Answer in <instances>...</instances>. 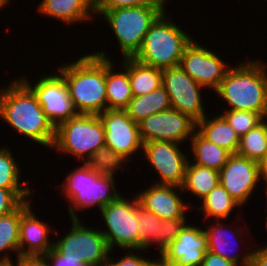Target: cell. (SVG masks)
I'll list each match as a JSON object with an SVG mask.
<instances>
[{
  "instance_id": "37",
  "label": "cell",
  "mask_w": 267,
  "mask_h": 266,
  "mask_svg": "<svg viewBox=\"0 0 267 266\" xmlns=\"http://www.w3.org/2000/svg\"><path fill=\"white\" fill-rule=\"evenodd\" d=\"M169 0H102L93 10L94 15L100 16L104 11L125 7H138L146 5H166Z\"/></svg>"
},
{
  "instance_id": "22",
  "label": "cell",
  "mask_w": 267,
  "mask_h": 266,
  "mask_svg": "<svg viewBox=\"0 0 267 266\" xmlns=\"http://www.w3.org/2000/svg\"><path fill=\"white\" fill-rule=\"evenodd\" d=\"M93 54L105 58L106 57V98L107 109L124 110L130 100L133 98L131 91L128 70L123 65L116 66L113 59L108 57L104 50H98ZM120 70L117 71L116 67Z\"/></svg>"
},
{
  "instance_id": "31",
  "label": "cell",
  "mask_w": 267,
  "mask_h": 266,
  "mask_svg": "<svg viewBox=\"0 0 267 266\" xmlns=\"http://www.w3.org/2000/svg\"><path fill=\"white\" fill-rule=\"evenodd\" d=\"M237 154L262 164L267 158V118L240 137Z\"/></svg>"
},
{
  "instance_id": "18",
  "label": "cell",
  "mask_w": 267,
  "mask_h": 266,
  "mask_svg": "<svg viewBox=\"0 0 267 266\" xmlns=\"http://www.w3.org/2000/svg\"><path fill=\"white\" fill-rule=\"evenodd\" d=\"M150 184L145 188L146 190L137 192L136 197L140 206L151 211L161 220L188 218L187 211L190 209L193 210L197 206H193L190 200L186 204L182 198L183 191L181 187L155 183Z\"/></svg>"
},
{
  "instance_id": "1",
  "label": "cell",
  "mask_w": 267,
  "mask_h": 266,
  "mask_svg": "<svg viewBox=\"0 0 267 266\" xmlns=\"http://www.w3.org/2000/svg\"><path fill=\"white\" fill-rule=\"evenodd\" d=\"M13 78L8 86H0V119L12 132L51 149L55 128L50 123L32 90L20 79Z\"/></svg>"
},
{
  "instance_id": "36",
  "label": "cell",
  "mask_w": 267,
  "mask_h": 266,
  "mask_svg": "<svg viewBox=\"0 0 267 266\" xmlns=\"http://www.w3.org/2000/svg\"><path fill=\"white\" fill-rule=\"evenodd\" d=\"M126 251H127L126 254L124 252L122 257L115 260L113 256L111 257V253H112V250H111L107 258V261L103 263L101 266H158V258H156L155 260L154 259L150 260V257L144 258L143 253L145 252L147 253L148 252L147 250L129 249ZM141 252H142V255H141Z\"/></svg>"
},
{
  "instance_id": "40",
  "label": "cell",
  "mask_w": 267,
  "mask_h": 266,
  "mask_svg": "<svg viewBox=\"0 0 267 266\" xmlns=\"http://www.w3.org/2000/svg\"><path fill=\"white\" fill-rule=\"evenodd\" d=\"M253 248L249 266H267V242L264 246Z\"/></svg>"
},
{
  "instance_id": "5",
  "label": "cell",
  "mask_w": 267,
  "mask_h": 266,
  "mask_svg": "<svg viewBox=\"0 0 267 266\" xmlns=\"http://www.w3.org/2000/svg\"><path fill=\"white\" fill-rule=\"evenodd\" d=\"M166 11L151 25L140 49L132 57L141 64L160 69L177 67L185 48L194 39L176 25Z\"/></svg>"
},
{
  "instance_id": "4",
  "label": "cell",
  "mask_w": 267,
  "mask_h": 266,
  "mask_svg": "<svg viewBox=\"0 0 267 266\" xmlns=\"http://www.w3.org/2000/svg\"><path fill=\"white\" fill-rule=\"evenodd\" d=\"M115 179L116 176L113 175L99 174L86 163L77 165L73 171L68 172L65 181L56 186L61 189L58 191L69 203L66 209L69 219L80 218L78 211L85 213L86 210L95 207L100 210L114 201L121 194Z\"/></svg>"
},
{
  "instance_id": "44",
  "label": "cell",
  "mask_w": 267,
  "mask_h": 266,
  "mask_svg": "<svg viewBox=\"0 0 267 266\" xmlns=\"http://www.w3.org/2000/svg\"><path fill=\"white\" fill-rule=\"evenodd\" d=\"M11 0H0V11L1 9H5V7L9 4L10 5Z\"/></svg>"
},
{
  "instance_id": "28",
  "label": "cell",
  "mask_w": 267,
  "mask_h": 266,
  "mask_svg": "<svg viewBox=\"0 0 267 266\" xmlns=\"http://www.w3.org/2000/svg\"><path fill=\"white\" fill-rule=\"evenodd\" d=\"M171 108L169 95L161 85L148 94L133 97L124 110L138 124L155 113H160Z\"/></svg>"
},
{
  "instance_id": "15",
  "label": "cell",
  "mask_w": 267,
  "mask_h": 266,
  "mask_svg": "<svg viewBox=\"0 0 267 266\" xmlns=\"http://www.w3.org/2000/svg\"><path fill=\"white\" fill-rule=\"evenodd\" d=\"M261 181V164L238 154H232L219 171V183L243 207L259 188L258 184H263Z\"/></svg>"
},
{
  "instance_id": "43",
  "label": "cell",
  "mask_w": 267,
  "mask_h": 266,
  "mask_svg": "<svg viewBox=\"0 0 267 266\" xmlns=\"http://www.w3.org/2000/svg\"><path fill=\"white\" fill-rule=\"evenodd\" d=\"M87 5L94 10L100 3L102 0H84Z\"/></svg>"
},
{
  "instance_id": "26",
  "label": "cell",
  "mask_w": 267,
  "mask_h": 266,
  "mask_svg": "<svg viewBox=\"0 0 267 266\" xmlns=\"http://www.w3.org/2000/svg\"><path fill=\"white\" fill-rule=\"evenodd\" d=\"M200 203L199 206L193 208V211L196 209L203 214L202 222H209V218L213 222L219 220L225 222L227 218L229 220L230 214H233L236 207L241 208V205L230 196L220 183Z\"/></svg>"
},
{
  "instance_id": "27",
  "label": "cell",
  "mask_w": 267,
  "mask_h": 266,
  "mask_svg": "<svg viewBox=\"0 0 267 266\" xmlns=\"http://www.w3.org/2000/svg\"><path fill=\"white\" fill-rule=\"evenodd\" d=\"M189 143L192 152L190 153L192 159L189 158V160L196 165L220 171L232 155L229 151L205 139L197 130L194 131Z\"/></svg>"
},
{
  "instance_id": "46",
  "label": "cell",
  "mask_w": 267,
  "mask_h": 266,
  "mask_svg": "<svg viewBox=\"0 0 267 266\" xmlns=\"http://www.w3.org/2000/svg\"><path fill=\"white\" fill-rule=\"evenodd\" d=\"M0 266H14V261L0 262Z\"/></svg>"
},
{
  "instance_id": "2",
  "label": "cell",
  "mask_w": 267,
  "mask_h": 266,
  "mask_svg": "<svg viewBox=\"0 0 267 266\" xmlns=\"http://www.w3.org/2000/svg\"><path fill=\"white\" fill-rule=\"evenodd\" d=\"M214 93L227 105L224 110L257 112L267 118V63L258 58L235 63Z\"/></svg>"
},
{
  "instance_id": "10",
  "label": "cell",
  "mask_w": 267,
  "mask_h": 266,
  "mask_svg": "<svg viewBox=\"0 0 267 266\" xmlns=\"http://www.w3.org/2000/svg\"><path fill=\"white\" fill-rule=\"evenodd\" d=\"M51 73H43L36 79L37 82L32 80L34 83L26 78V73L19 78L35 94L43 112L56 129L70 118L78 116L79 112L69 95L64 77L58 71Z\"/></svg>"
},
{
  "instance_id": "21",
  "label": "cell",
  "mask_w": 267,
  "mask_h": 266,
  "mask_svg": "<svg viewBox=\"0 0 267 266\" xmlns=\"http://www.w3.org/2000/svg\"><path fill=\"white\" fill-rule=\"evenodd\" d=\"M203 223L206 225V226L204 225V227H206L204 228V231L206 232L207 237H208V251L229 260L236 266H249L250 265L251 254H252L251 247L250 248L248 247V249L246 248V251L244 250L242 253V249L239 250L240 245H238L239 242H241L242 240H238L237 238L240 239V236H243L244 232H246L245 230H248L250 228L252 229V227L250 226L249 228L244 227L242 226V224L241 225L233 224V227L232 226L228 227V225L227 224L225 225V223L222 222L221 220L215 221L212 224L208 222H203ZM240 226L242 227L243 230L241 229ZM229 228L230 229L234 228V229L229 230ZM231 231L233 233H230ZM232 239H234L233 240L234 242H232ZM234 243L237 244L235 248L239 247L238 249L232 248V246L234 247ZM249 249L250 251H248ZM238 250L241 253H238L239 252Z\"/></svg>"
},
{
  "instance_id": "3",
  "label": "cell",
  "mask_w": 267,
  "mask_h": 266,
  "mask_svg": "<svg viewBox=\"0 0 267 266\" xmlns=\"http://www.w3.org/2000/svg\"><path fill=\"white\" fill-rule=\"evenodd\" d=\"M75 59L62 63L57 71L64 77L79 114L99 115L107 109L106 57L87 53Z\"/></svg>"
},
{
  "instance_id": "14",
  "label": "cell",
  "mask_w": 267,
  "mask_h": 266,
  "mask_svg": "<svg viewBox=\"0 0 267 266\" xmlns=\"http://www.w3.org/2000/svg\"><path fill=\"white\" fill-rule=\"evenodd\" d=\"M138 127L143 143L164 140L183 144L189 140L188 144L196 130V122L171 108L145 118L138 123Z\"/></svg>"
},
{
  "instance_id": "20",
  "label": "cell",
  "mask_w": 267,
  "mask_h": 266,
  "mask_svg": "<svg viewBox=\"0 0 267 266\" xmlns=\"http://www.w3.org/2000/svg\"><path fill=\"white\" fill-rule=\"evenodd\" d=\"M137 220L139 223L140 249L150 251L156 246L159 257L177 237L188 222V218L161 220L157 215L139 205L137 199ZM153 244V245H152Z\"/></svg>"
},
{
  "instance_id": "25",
  "label": "cell",
  "mask_w": 267,
  "mask_h": 266,
  "mask_svg": "<svg viewBox=\"0 0 267 266\" xmlns=\"http://www.w3.org/2000/svg\"><path fill=\"white\" fill-rule=\"evenodd\" d=\"M121 60L128 70L133 97L148 94L162 85V69L141 64L132 57Z\"/></svg>"
},
{
  "instance_id": "30",
  "label": "cell",
  "mask_w": 267,
  "mask_h": 266,
  "mask_svg": "<svg viewBox=\"0 0 267 266\" xmlns=\"http://www.w3.org/2000/svg\"><path fill=\"white\" fill-rule=\"evenodd\" d=\"M21 205L13 212L0 217V262L13 261L11 255L19 256V225ZM11 252V253H10Z\"/></svg>"
},
{
  "instance_id": "8",
  "label": "cell",
  "mask_w": 267,
  "mask_h": 266,
  "mask_svg": "<svg viewBox=\"0 0 267 266\" xmlns=\"http://www.w3.org/2000/svg\"><path fill=\"white\" fill-rule=\"evenodd\" d=\"M126 199L120 194L114 201L103 206L99 211L104 229V235L110 250L121 248L123 250H140L139 223L137 220V197ZM117 246V247H116Z\"/></svg>"
},
{
  "instance_id": "6",
  "label": "cell",
  "mask_w": 267,
  "mask_h": 266,
  "mask_svg": "<svg viewBox=\"0 0 267 266\" xmlns=\"http://www.w3.org/2000/svg\"><path fill=\"white\" fill-rule=\"evenodd\" d=\"M165 10V5L125 7L104 11L100 18L106 21L112 36L114 33L120 54L125 58L136 54L145 34Z\"/></svg>"
},
{
  "instance_id": "19",
  "label": "cell",
  "mask_w": 267,
  "mask_h": 266,
  "mask_svg": "<svg viewBox=\"0 0 267 266\" xmlns=\"http://www.w3.org/2000/svg\"><path fill=\"white\" fill-rule=\"evenodd\" d=\"M32 203L31 200H26L21 204L19 256H45L54 245V240L49 236L55 233V228L53 229L52 225L42 221L33 212Z\"/></svg>"
},
{
  "instance_id": "7",
  "label": "cell",
  "mask_w": 267,
  "mask_h": 266,
  "mask_svg": "<svg viewBox=\"0 0 267 266\" xmlns=\"http://www.w3.org/2000/svg\"><path fill=\"white\" fill-rule=\"evenodd\" d=\"M105 129L95 114H79L62 123L55 129V140L51 150L63 158L74 157L86 163L94 152L105 146ZM82 158V159H81Z\"/></svg>"
},
{
  "instance_id": "38",
  "label": "cell",
  "mask_w": 267,
  "mask_h": 266,
  "mask_svg": "<svg viewBox=\"0 0 267 266\" xmlns=\"http://www.w3.org/2000/svg\"><path fill=\"white\" fill-rule=\"evenodd\" d=\"M71 254H59L54 248L46 255L50 266H88L80 262L79 258Z\"/></svg>"
},
{
  "instance_id": "32",
  "label": "cell",
  "mask_w": 267,
  "mask_h": 266,
  "mask_svg": "<svg viewBox=\"0 0 267 266\" xmlns=\"http://www.w3.org/2000/svg\"><path fill=\"white\" fill-rule=\"evenodd\" d=\"M9 146L0 147V187L5 189H32L31 179L21 181V168L19 161L13 156Z\"/></svg>"
},
{
  "instance_id": "17",
  "label": "cell",
  "mask_w": 267,
  "mask_h": 266,
  "mask_svg": "<svg viewBox=\"0 0 267 266\" xmlns=\"http://www.w3.org/2000/svg\"><path fill=\"white\" fill-rule=\"evenodd\" d=\"M99 117L105 129V145L132 163L133 155L142 153L143 148L138 124L121 109H106Z\"/></svg>"
},
{
  "instance_id": "12",
  "label": "cell",
  "mask_w": 267,
  "mask_h": 266,
  "mask_svg": "<svg viewBox=\"0 0 267 266\" xmlns=\"http://www.w3.org/2000/svg\"><path fill=\"white\" fill-rule=\"evenodd\" d=\"M202 42L193 39L185 48L180 60V68L206 90L219 88L229 68L228 62Z\"/></svg>"
},
{
  "instance_id": "13",
  "label": "cell",
  "mask_w": 267,
  "mask_h": 266,
  "mask_svg": "<svg viewBox=\"0 0 267 266\" xmlns=\"http://www.w3.org/2000/svg\"><path fill=\"white\" fill-rule=\"evenodd\" d=\"M162 86L166 89L173 109L188 115L196 123L206 115L204 87L194 81L180 66L162 69Z\"/></svg>"
},
{
  "instance_id": "33",
  "label": "cell",
  "mask_w": 267,
  "mask_h": 266,
  "mask_svg": "<svg viewBox=\"0 0 267 266\" xmlns=\"http://www.w3.org/2000/svg\"><path fill=\"white\" fill-rule=\"evenodd\" d=\"M128 163L131 164L121 154H118L106 145L94 152L91 158L86 162L90 168L99 174L113 176L118 175L117 173L119 171H125L126 167H129Z\"/></svg>"
},
{
  "instance_id": "16",
  "label": "cell",
  "mask_w": 267,
  "mask_h": 266,
  "mask_svg": "<svg viewBox=\"0 0 267 266\" xmlns=\"http://www.w3.org/2000/svg\"><path fill=\"white\" fill-rule=\"evenodd\" d=\"M188 223L157 257L158 266H202L208 251V237L204 227Z\"/></svg>"
},
{
  "instance_id": "34",
  "label": "cell",
  "mask_w": 267,
  "mask_h": 266,
  "mask_svg": "<svg viewBox=\"0 0 267 266\" xmlns=\"http://www.w3.org/2000/svg\"><path fill=\"white\" fill-rule=\"evenodd\" d=\"M220 113L239 137L245 135L264 120L259 113L251 111L222 110Z\"/></svg>"
},
{
  "instance_id": "45",
  "label": "cell",
  "mask_w": 267,
  "mask_h": 266,
  "mask_svg": "<svg viewBox=\"0 0 267 266\" xmlns=\"http://www.w3.org/2000/svg\"><path fill=\"white\" fill-rule=\"evenodd\" d=\"M265 185H266L265 188H264V189H265V192H266V193H265V196H266L265 198H266V200H267V184H265ZM265 205H267V201H266V204H265ZM264 211H267V207H266V209H264ZM266 213H267V212H266ZM265 222H266V224H265V229L267 230V218H266V221H265Z\"/></svg>"
},
{
  "instance_id": "9",
  "label": "cell",
  "mask_w": 267,
  "mask_h": 266,
  "mask_svg": "<svg viewBox=\"0 0 267 266\" xmlns=\"http://www.w3.org/2000/svg\"><path fill=\"white\" fill-rule=\"evenodd\" d=\"M71 228L59 239L58 230L55 231L57 239L53 248L59 254H71L79 258L80 262L88 266H101L107 261L110 249L104 235L97 227L86 226L81 218H71ZM98 228V229H97Z\"/></svg>"
},
{
  "instance_id": "42",
  "label": "cell",
  "mask_w": 267,
  "mask_h": 266,
  "mask_svg": "<svg viewBox=\"0 0 267 266\" xmlns=\"http://www.w3.org/2000/svg\"><path fill=\"white\" fill-rule=\"evenodd\" d=\"M261 169H262V182L264 184H267V158L266 160L261 164Z\"/></svg>"
},
{
  "instance_id": "39",
  "label": "cell",
  "mask_w": 267,
  "mask_h": 266,
  "mask_svg": "<svg viewBox=\"0 0 267 266\" xmlns=\"http://www.w3.org/2000/svg\"><path fill=\"white\" fill-rule=\"evenodd\" d=\"M16 263V264H15ZM14 266H50L45 256H18Z\"/></svg>"
},
{
  "instance_id": "35",
  "label": "cell",
  "mask_w": 267,
  "mask_h": 266,
  "mask_svg": "<svg viewBox=\"0 0 267 266\" xmlns=\"http://www.w3.org/2000/svg\"><path fill=\"white\" fill-rule=\"evenodd\" d=\"M32 189H5L0 187V217L15 211L24 201L31 200Z\"/></svg>"
},
{
  "instance_id": "29",
  "label": "cell",
  "mask_w": 267,
  "mask_h": 266,
  "mask_svg": "<svg viewBox=\"0 0 267 266\" xmlns=\"http://www.w3.org/2000/svg\"><path fill=\"white\" fill-rule=\"evenodd\" d=\"M219 184V171L201 165L193 164L190 160L185 170L182 185L183 194H192L199 202ZM189 191V192H188Z\"/></svg>"
},
{
  "instance_id": "41",
  "label": "cell",
  "mask_w": 267,
  "mask_h": 266,
  "mask_svg": "<svg viewBox=\"0 0 267 266\" xmlns=\"http://www.w3.org/2000/svg\"><path fill=\"white\" fill-rule=\"evenodd\" d=\"M202 266H236L229 260L207 251L204 255Z\"/></svg>"
},
{
  "instance_id": "11",
  "label": "cell",
  "mask_w": 267,
  "mask_h": 266,
  "mask_svg": "<svg viewBox=\"0 0 267 266\" xmlns=\"http://www.w3.org/2000/svg\"><path fill=\"white\" fill-rule=\"evenodd\" d=\"M180 144L172 141H151L143 143L142 155L140 158L148 161L150 168L158 174L159 185H170L182 187L185 170L190 154L182 151Z\"/></svg>"
},
{
  "instance_id": "23",
  "label": "cell",
  "mask_w": 267,
  "mask_h": 266,
  "mask_svg": "<svg viewBox=\"0 0 267 266\" xmlns=\"http://www.w3.org/2000/svg\"><path fill=\"white\" fill-rule=\"evenodd\" d=\"M36 7L40 15L69 26L82 22L84 25L95 19L93 10L84 0H42Z\"/></svg>"
},
{
  "instance_id": "24",
  "label": "cell",
  "mask_w": 267,
  "mask_h": 266,
  "mask_svg": "<svg viewBox=\"0 0 267 266\" xmlns=\"http://www.w3.org/2000/svg\"><path fill=\"white\" fill-rule=\"evenodd\" d=\"M196 130L208 141L231 154H237L240 137L220 113L213 116L206 115L196 123Z\"/></svg>"
}]
</instances>
